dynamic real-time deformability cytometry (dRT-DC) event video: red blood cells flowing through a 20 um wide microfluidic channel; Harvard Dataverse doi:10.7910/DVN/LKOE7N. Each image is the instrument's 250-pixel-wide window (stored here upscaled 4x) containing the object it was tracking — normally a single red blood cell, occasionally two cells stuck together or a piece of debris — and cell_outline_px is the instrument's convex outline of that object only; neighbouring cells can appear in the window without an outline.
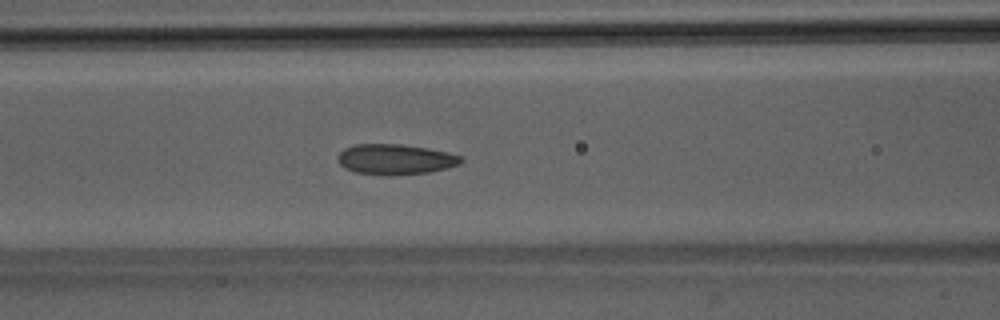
{"species": "Egyptian fruit bat (a non-hibernating species)", "species_latin": "Rousettus aegyptiacus", "temperature_condition": "room temperature", "stored_images_in_passage": 50, "camera_frame_rate_fps": 3000, "um_per_image_px": 0.085, "animal": {"sex": "male"}, "frame": {"image": 1, "passage_image": 21, "time_ms": 6.667, "image_size_px": [1000, 320], "cell_outline_px": [[464, 160], [460, 164], [448, 168], [428, 172], [388, 176], [384, 176], [356, 172], [344, 168], [336, 160], [336, 156], [344, 148], [356, 144], [400, 144], [428, 148], [448, 152], [460, 156]], "centroid_in_image_um": [33.58, 13.55], "position_along_channel_um": 133.0, "area_um2": 22.08}}
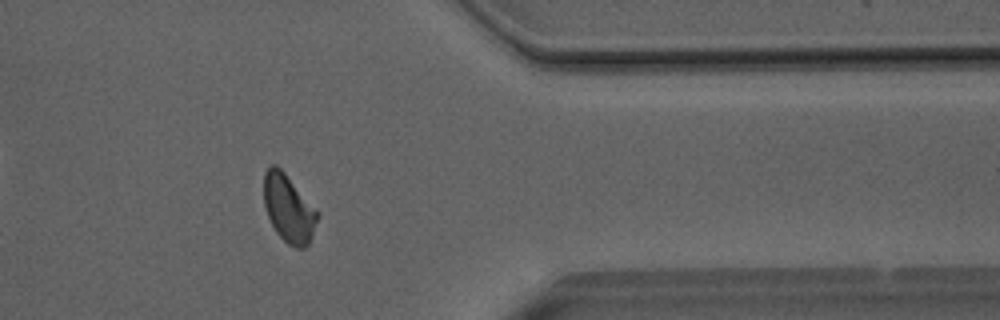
{"frame": {"image": 2, "passage_image": 41, "time_ms": 13.333, "image_size_px": [1000, 320], "cell_outline_px": [[320, 216], [308, 244], [304, 248], [296, 248], [288, 244], [276, 232], [268, 216], [264, 204], [264, 172], [272, 164], [276, 164], [284, 172], [320, 212]], "centroid_in_image_um": [24.55, 17.72], "position_along_channel_um": 386.8, "area_um2": 21.15}}
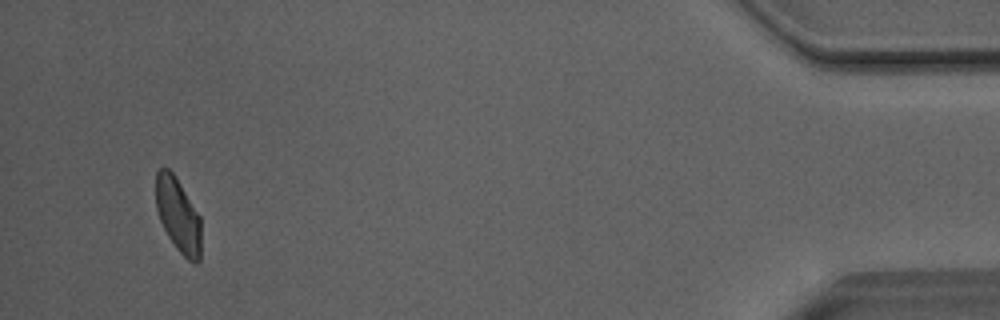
{"frame": {"image": 3, "passage_image": 48, "time_ms": 15.667, "image_size_px": [1000, 320], "cell_outline_px": [[200, 260], [196, 264], [188, 260], [176, 248], [168, 236], [160, 220], [156, 208], [156, 172], [160, 168], [168, 168], [172, 172], [180, 184], [200, 216]], "centroid_in_image_um": [15.13, 18.3], "position_along_channel_um": 420.1, "area_um2": 19.36}, "authors_computed_cell_mechanics": {"area_um2": 21.5305, "velocity_mm_per_s": 4.0346, "shape_relaxation_time_tau1_ms": 7.7479, "shape_relaxation_time_tau2_ms": 1.6559, "deformation_change_tau1": 0.1435, "deformation_change_tau2": 0.0827}}